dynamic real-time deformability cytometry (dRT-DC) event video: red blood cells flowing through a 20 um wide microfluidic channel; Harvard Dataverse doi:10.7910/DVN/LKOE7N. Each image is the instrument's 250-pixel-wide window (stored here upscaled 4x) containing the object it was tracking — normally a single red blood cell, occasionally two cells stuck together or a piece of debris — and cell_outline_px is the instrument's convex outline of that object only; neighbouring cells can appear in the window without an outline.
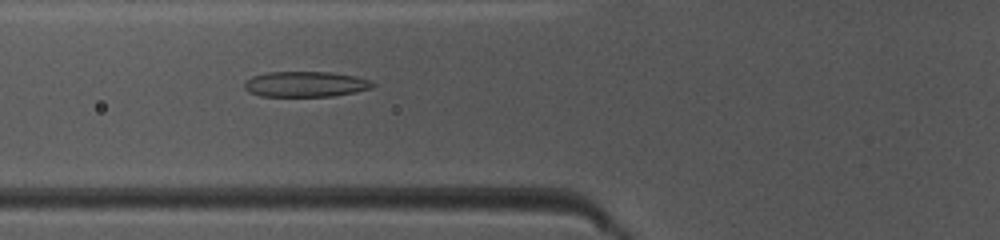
{"species": "common noctule bat (a hibernating species)", "species_latin": "Nyctalus noctula", "temperature_condition": "warm", "stored_images_in_passage": 49, "camera_frame_rate_fps": 3000, "um_per_image_px": 0.085, "animal": {"sex": "female", "body_mass_g": 10.0, "forearm_length_mm": 53.1}, "frame": {"image": 1, "passage_image": 19, "time_ms": 6.0, "image_size_px": [1000, 240], "cell_outline_px": [[376, 84], [372, 88], [356, 92], [332, 96], [260, 96], [248, 92], [244, 88], [244, 80], [252, 76], [268, 72], [328, 72], [356, 76], [368, 80]], "centroid_in_image_um": [25.94, 7.15], "position_along_channel_um": 99.9, "area_um2": 19.13}}
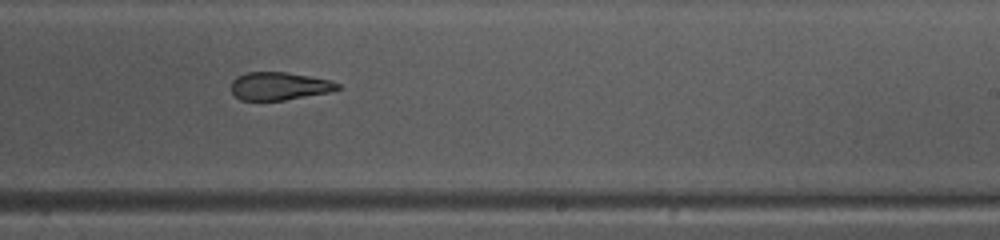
{"frame": {"image": 2, "passage_image": 31, "time_ms": 10.0, "image_size_px": [1000, 240], "cell_outline_px": [[344, 88], [328, 92], [284, 100], [240, 100], [232, 92], [232, 80], [236, 76], [248, 72], [284, 72], [332, 80], [340, 84]], "centroid_in_image_um": [23.76, 7.31], "position_along_channel_um": 265.2, "area_um2": 17.28}}
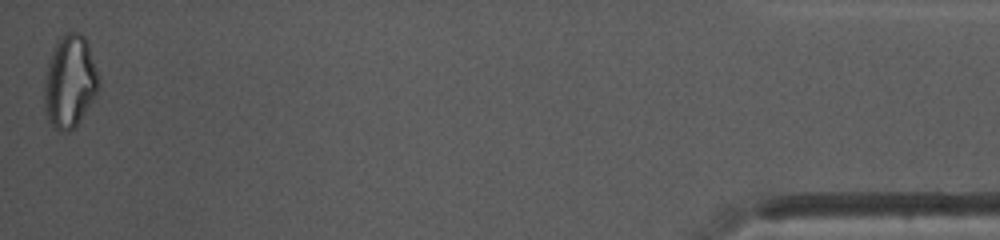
{"frame": {"image": 3, "passage_image": 49, "time_ms": 16.0, "image_size_px": [1000, 240], "cell_outline_px": [[100, 84], [92, 100], [76, 128], [68, 132], [60, 132], [52, 128], [48, 120], [44, 108], [44, 88], [48, 64], [56, 40], [64, 32], [80, 32], [88, 40]], "centroid_in_image_um": [5.92, 6.95], "position_along_channel_um": 429.3, "area_um2": 29.59}, "authors_computed_cell_mechanics": {"area_um2": 20.6346, "velocity_mm_per_s": 4.1095, "shape_relaxation_time_tau1_ms": 6.2526, "shape_relaxation_time_tau2_ms": 1.9901, "deformation_change_tau1": 0.1847, "deformation_change_tau2": 0.0903}}